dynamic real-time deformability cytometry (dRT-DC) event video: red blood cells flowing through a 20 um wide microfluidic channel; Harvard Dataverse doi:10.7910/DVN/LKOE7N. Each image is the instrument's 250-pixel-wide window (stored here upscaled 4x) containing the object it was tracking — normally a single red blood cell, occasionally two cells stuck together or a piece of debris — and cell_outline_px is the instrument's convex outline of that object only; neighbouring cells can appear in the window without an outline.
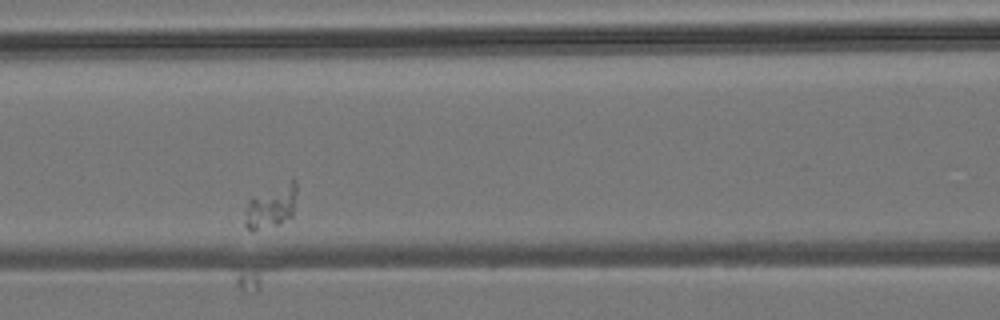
{"species": "common noctule bat (a hibernating species)", "species_latin": "Nyctalus noctula", "temperature_condition": "room temperature", "stored_images_in_passage": 9, "camera_frame_rate_fps": 3000, "um_per_image_px": 0.085, "animal": {"sex": "male", "body_mass_g": 19.2, "forearm_length_mm": 51.8}, "frame": {"image": 1, "passage_image": 4, "time_ms": 3.333, "image_size_px": [1000, 320], "cell_outline_px": [[296, 192], [292, 216], [280, 224], [252, 232], [244, 228], [244, 220], [248, 200], [292, 176], [296, 180]], "centroid_in_image_um": [23.05, 17.54], "position_along_channel_um": 143.6, "area_um2": 13.41}}
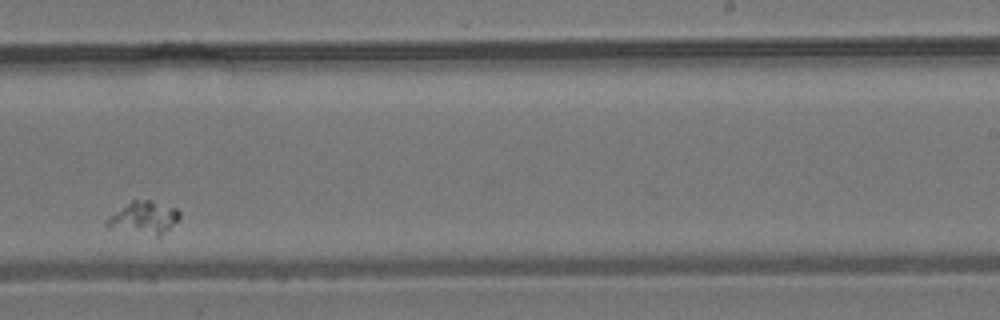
{"frame": {"image": 2, "passage_image": 7, "time_ms": 7.0, "image_size_px": [1000, 320], "cell_outline_px": [[180, 216], [160, 236], [156, 236], [104, 228], [104, 224], [112, 216], [132, 200], [152, 200], [176, 208], [180, 212]], "centroid_in_image_um": [12.22, 18.52], "position_along_channel_um": 276.8, "area_um2": 13.53}}
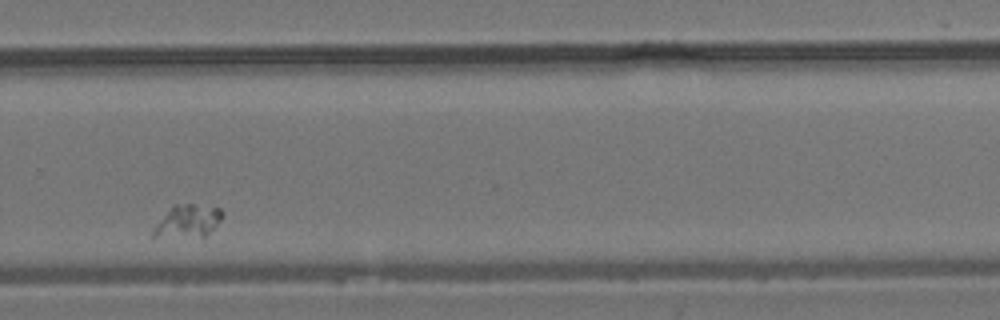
{"frame": {"image": 3, "passage_image": 8, "time_ms": 8.0, "image_size_px": [1000, 320], "cell_outline_px": [[224, 212], [220, 220], [204, 236], [152, 236], [152, 232], [156, 224], [172, 204], [192, 204], [220, 208]], "centroid_in_image_um": [15.95, 18.76], "position_along_channel_um": 313.9, "area_um2": 12.72}}